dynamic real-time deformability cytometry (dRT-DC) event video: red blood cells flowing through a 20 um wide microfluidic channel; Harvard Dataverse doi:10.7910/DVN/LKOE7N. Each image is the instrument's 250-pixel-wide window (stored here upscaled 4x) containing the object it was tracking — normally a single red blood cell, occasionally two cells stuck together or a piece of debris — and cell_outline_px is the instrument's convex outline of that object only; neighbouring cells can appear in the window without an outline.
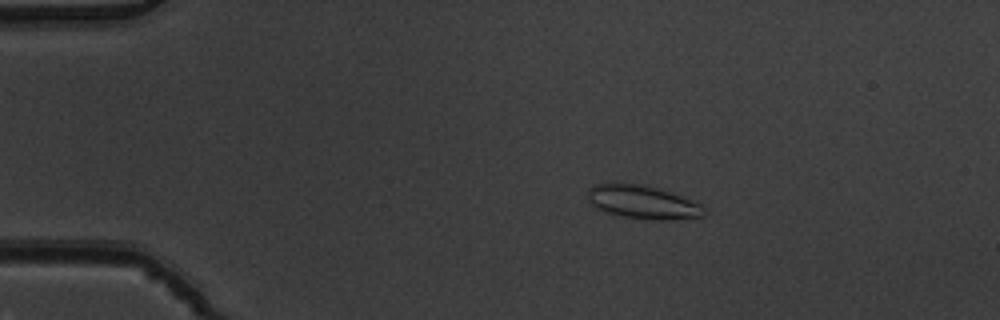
{"species": "common noctule bat (a hibernating species)", "species_latin": "Nyctalus noctula", "temperature_condition": "warm", "stored_images_in_passage": 5, "camera_frame_rate_fps": 3000, "um_per_image_px": 0.085, "animal": {"sex": "male", "body_mass_g": 19.5, "forearm_length_mm": 54.6}, "frame": {"image": 1, "passage_image": 4, "time_ms": 1.0, "image_size_px": [1000, 320], "cell_outline_px": [[704, 216], [668, 220], [652, 220], [624, 216], [604, 212], [596, 208], [588, 200], [588, 188], [592, 184], [644, 184], [660, 188], [700, 204], [704, 208]], "centroid_in_image_um": [54.6, 17.18], "position_along_channel_um": 30.4, "area_um2": 22.48}}